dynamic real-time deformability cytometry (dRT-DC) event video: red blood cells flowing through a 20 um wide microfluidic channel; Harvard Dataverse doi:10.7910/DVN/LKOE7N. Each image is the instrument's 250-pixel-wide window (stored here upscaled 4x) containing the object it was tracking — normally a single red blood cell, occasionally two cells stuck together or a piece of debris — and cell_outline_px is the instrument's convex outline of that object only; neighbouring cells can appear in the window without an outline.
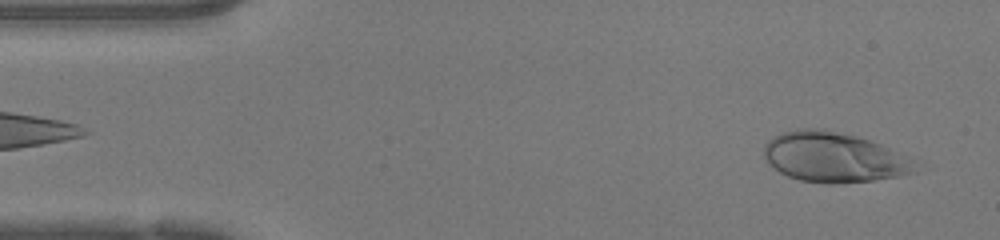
{"species": "human", "species_latin": "Homo sapiens", "temperature_condition": "warm", "stored_images_in_passage": 10, "camera_frame_rate_fps": 3000, "um_per_image_px": 0.085, "donor": {"sex": "female"}, "frame": {"image": 1, "passage_image": 2, "time_ms": 0.333, "image_size_px": [1000, 240], "cell_outline_px": [[916, 172], [896, 176], [872, 180], [832, 184], [828, 184], [800, 180], [788, 176], [780, 172], [768, 164], [764, 156], [764, 144], [768, 140], [780, 132], [796, 128], [824, 128], [856, 136], [880, 144], [888, 148], [908, 160]], "centroid_in_image_um": [70.73, 13.35], "position_along_channel_um": 14.3, "area_um2": 43.52}}